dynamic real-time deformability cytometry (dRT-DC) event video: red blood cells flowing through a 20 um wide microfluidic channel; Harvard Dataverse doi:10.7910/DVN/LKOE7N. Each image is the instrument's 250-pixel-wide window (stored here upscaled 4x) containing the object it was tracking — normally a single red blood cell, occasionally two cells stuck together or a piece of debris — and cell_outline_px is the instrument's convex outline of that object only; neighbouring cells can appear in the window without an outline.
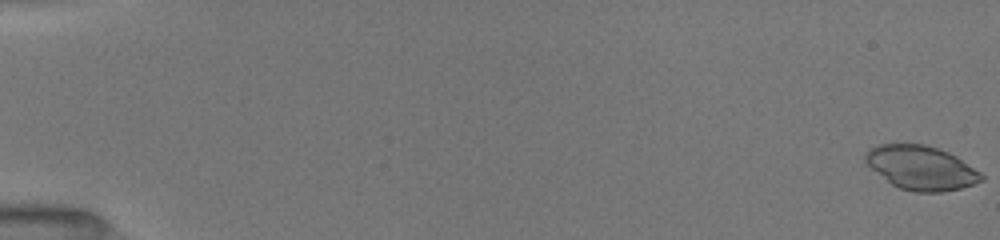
{"species": "common noctule bat (a hibernating species)", "species_latin": "Nyctalus noctula", "temperature_condition": "room temperature", "stored_images_in_passage": 52, "camera_frame_rate_fps": 3000, "um_per_image_px": 0.085, "animal": {"sex": "female", "body_mass_g": 19.5, "forearm_length_mm": 54.1}, "frame": {"image": 1, "passage_image": 1, "time_ms": 0.0, "image_size_px": [1000, 240], "cell_outline_px": [[984, 180], [960, 188], [940, 192], [916, 192], [900, 188], [892, 184], [872, 168], [864, 160], [864, 152], [868, 148], [876, 144], [924, 144], [948, 152], [956, 156], [980, 172], [984, 176]], "centroid_in_image_um": [78.28, 14.25], "position_along_channel_um": 6.7, "area_um2": 29.54}}